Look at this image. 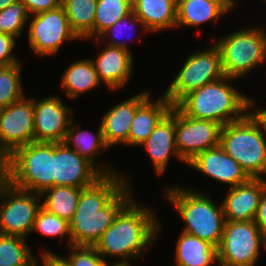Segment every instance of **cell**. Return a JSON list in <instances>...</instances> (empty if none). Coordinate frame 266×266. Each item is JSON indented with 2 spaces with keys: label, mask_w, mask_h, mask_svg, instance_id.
<instances>
[{
  "label": "cell",
  "mask_w": 266,
  "mask_h": 266,
  "mask_svg": "<svg viewBox=\"0 0 266 266\" xmlns=\"http://www.w3.org/2000/svg\"><path fill=\"white\" fill-rule=\"evenodd\" d=\"M187 165L231 187L243 184L249 179L239 163L220 145L201 152Z\"/></svg>",
  "instance_id": "17"
},
{
  "label": "cell",
  "mask_w": 266,
  "mask_h": 266,
  "mask_svg": "<svg viewBox=\"0 0 266 266\" xmlns=\"http://www.w3.org/2000/svg\"><path fill=\"white\" fill-rule=\"evenodd\" d=\"M149 96V91L138 93L116 104L103 115L100 125L104 141L109 148L118 143L128 145L130 125L136 110Z\"/></svg>",
  "instance_id": "18"
},
{
  "label": "cell",
  "mask_w": 266,
  "mask_h": 266,
  "mask_svg": "<svg viewBox=\"0 0 266 266\" xmlns=\"http://www.w3.org/2000/svg\"><path fill=\"white\" fill-rule=\"evenodd\" d=\"M33 107L34 142L63 143L73 111L58 96L37 101L33 98Z\"/></svg>",
  "instance_id": "14"
},
{
  "label": "cell",
  "mask_w": 266,
  "mask_h": 266,
  "mask_svg": "<svg viewBox=\"0 0 266 266\" xmlns=\"http://www.w3.org/2000/svg\"><path fill=\"white\" fill-rule=\"evenodd\" d=\"M103 174L64 142L54 143V186L86 188Z\"/></svg>",
  "instance_id": "15"
},
{
  "label": "cell",
  "mask_w": 266,
  "mask_h": 266,
  "mask_svg": "<svg viewBox=\"0 0 266 266\" xmlns=\"http://www.w3.org/2000/svg\"><path fill=\"white\" fill-rule=\"evenodd\" d=\"M252 111V112H251ZM266 117L250 110L242 119L222 126L220 146L249 178L266 174Z\"/></svg>",
  "instance_id": "4"
},
{
  "label": "cell",
  "mask_w": 266,
  "mask_h": 266,
  "mask_svg": "<svg viewBox=\"0 0 266 266\" xmlns=\"http://www.w3.org/2000/svg\"><path fill=\"white\" fill-rule=\"evenodd\" d=\"M16 0H0V11L10 6Z\"/></svg>",
  "instance_id": "41"
},
{
  "label": "cell",
  "mask_w": 266,
  "mask_h": 266,
  "mask_svg": "<svg viewBox=\"0 0 266 266\" xmlns=\"http://www.w3.org/2000/svg\"><path fill=\"white\" fill-rule=\"evenodd\" d=\"M97 0H62L71 29L80 39H94Z\"/></svg>",
  "instance_id": "28"
},
{
  "label": "cell",
  "mask_w": 266,
  "mask_h": 266,
  "mask_svg": "<svg viewBox=\"0 0 266 266\" xmlns=\"http://www.w3.org/2000/svg\"><path fill=\"white\" fill-rule=\"evenodd\" d=\"M82 188L54 186L44 190L40 196L45 199L41 207L47 212L70 222L74 216ZM46 196V197H45Z\"/></svg>",
  "instance_id": "27"
},
{
  "label": "cell",
  "mask_w": 266,
  "mask_h": 266,
  "mask_svg": "<svg viewBox=\"0 0 266 266\" xmlns=\"http://www.w3.org/2000/svg\"><path fill=\"white\" fill-rule=\"evenodd\" d=\"M75 122L73 119L70 122L69 128L66 133L64 143L71 149H74L79 155L86 158L91 162L103 175H111L117 173L109 167L102 165H97L95 163L96 155H100L101 151H107L109 147L106 145L102 133L101 125H99L97 134H93L90 131L79 130L76 128ZM71 144H73L71 147Z\"/></svg>",
  "instance_id": "24"
},
{
  "label": "cell",
  "mask_w": 266,
  "mask_h": 266,
  "mask_svg": "<svg viewBox=\"0 0 266 266\" xmlns=\"http://www.w3.org/2000/svg\"><path fill=\"white\" fill-rule=\"evenodd\" d=\"M70 255L59 257L66 266H110L94 248V246L70 245Z\"/></svg>",
  "instance_id": "34"
},
{
  "label": "cell",
  "mask_w": 266,
  "mask_h": 266,
  "mask_svg": "<svg viewBox=\"0 0 266 266\" xmlns=\"http://www.w3.org/2000/svg\"><path fill=\"white\" fill-rule=\"evenodd\" d=\"M225 76L239 79L266 61V31L245 28L218 39Z\"/></svg>",
  "instance_id": "7"
},
{
  "label": "cell",
  "mask_w": 266,
  "mask_h": 266,
  "mask_svg": "<svg viewBox=\"0 0 266 266\" xmlns=\"http://www.w3.org/2000/svg\"><path fill=\"white\" fill-rule=\"evenodd\" d=\"M260 111L264 114V116L266 117V109H260Z\"/></svg>",
  "instance_id": "43"
},
{
  "label": "cell",
  "mask_w": 266,
  "mask_h": 266,
  "mask_svg": "<svg viewBox=\"0 0 266 266\" xmlns=\"http://www.w3.org/2000/svg\"><path fill=\"white\" fill-rule=\"evenodd\" d=\"M99 81L109 90L122 89L133 71L130 50L105 45L96 59H92Z\"/></svg>",
  "instance_id": "19"
},
{
  "label": "cell",
  "mask_w": 266,
  "mask_h": 266,
  "mask_svg": "<svg viewBox=\"0 0 266 266\" xmlns=\"http://www.w3.org/2000/svg\"><path fill=\"white\" fill-rule=\"evenodd\" d=\"M39 232L48 237H58L61 239L68 236L69 246L71 245V234L69 222L59 218L58 216L47 212L42 207L38 210L33 228V232Z\"/></svg>",
  "instance_id": "33"
},
{
  "label": "cell",
  "mask_w": 266,
  "mask_h": 266,
  "mask_svg": "<svg viewBox=\"0 0 266 266\" xmlns=\"http://www.w3.org/2000/svg\"><path fill=\"white\" fill-rule=\"evenodd\" d=\"M171 107V103L164 95L156 101L148 97L136 110L130 125L128 145L140 146Z\"/></svg>",
  "instance_id": "22"
},
{
  "label": "cell",
  "mask_w": 266,
  "mask_h": 266,
  "mask_svg": "<svg viewBox=\"0 0 266 266\" xmlns=\"http://www.w3.org/2000/svg\"><path fill=\"white\" fill-rule=\"evenodd\" d=\"M221 129V124L188 117L175 106L176 147L186 165L201 152L220 145Z\"/></svg>",
  "instance_id": "13"
},
{
  "label": "cell",
  "mask_w": 266,
  "mask_h": 266,
  "mask_svg": "<svg viewBox=\"0 0 266 266\" xmlns=\"http://www.w3.org/2000/svg\"><path fill=\"white\" fill-rule=\"evenodd\" d=\"M127 25L129 26V29H127ZM137 26L142 27V29L146 32H148L145 29V26L143 24V22L141 21L140 18H138L133 11H131L129 14H127L126 16L122 17L120 20H118L114 25H112L111 27H109L108 29H106L100 36L99 38L95 39L97 40V42L101 39H103L104 37H110L111 40H109V42H107L108 46H113V47H121L124 49L129 50L130 48L127 46L126 41L128 42V40H115L114 38H118L120 37V35H122V32H132L131 30ZM124 29V30H123ZM123 30V31H122ZM128 32V33H129ZM114 36V38H113ZM125 37V36H124Z\"/></svg>",
  "instance_id": "35"
},
{
  "label": "cell",
  "mask_w": 266,
  "mask_h": 266,
  "mask_svg": "<svg viewBox=\"0 0 266 266\" xmlns=\"http://www.w3.org/2000/svg\"><path fill=\"white\" fill-rule=\"evenodd\" d=\"M266 179L249 178L245 183L230 187L221 202L225 221H254Z\"/></svg>",
  "instance_id": "16"
},
{
  "label": "cell",
  "mask_w": 266,
  "mask_h": 266,
  "mask_svg": "<svg viewBox=\"0 0 266 266\" xmlns=\"http://www.w3.org/2000/svg\"><path fill=\"white\" fill-rule=\"evenodd\" d=\"M51 254H55L52 251L48 250H43L41 252V259H42V266H48V256ZM37 259L35 258L31 263L27 264L26 266H39L38 262L36 261Z\"/></svg>",
  "instance_id": "39"
},
{
  "label": "cell",
  "mask_w": 266,
  "mask_h": 266,
  "mask_svg": "<svg viewBox=\"0 0 266 266\" xmlns=\"http://www.w3.org/2000/svg\"><path fill=\"white\" fill-rule=\"evenodd\" d=\"M0 66V109L19 101L25 95L21 85V66Z\"/></svg>",
  "instance_id": "31"
},
{
  "label": "cell",
  "mask_w": 266,
  "mask_h": 266,
  "mask_svg": "<svg viewBox=\"0 0 266 266\" xmlns=\"http://www.w3.org/2000/svg\"><path fill=\"white\" fill-rule=\"evenodd\" d=\"M131 11L132 0H97L94 19L95 39Z\"/></svg>",
  "instance_id": "29"
},
{
  "label": "cell",
  "mask_w": 266,
  "mask_h": 266,
  "mask_svg": "<svg viewBox=\"0 0 266 266\" xmlns=\"http://www.w3.org/2000/svg\"><path fill=\"white\" fill-rule=\"evenodd\" d=\"M144 146L151 157L157 176L164 174L172 156L181 161L175 140V106L161 119L150 136L140 145Z\"/></svg>",
  "instance_id": "20"
},
{
  "label": "cell",
  "mask_w": 266,
  "mask_h": 266,
  "mask_svg": "<svg viewBox=\"0 0 266 266\" xmlns=\"http://www.w3.org/2000/svg\"><path fill=\"white\" fill-rule=\"evenodd\" d=\"M164 197L178 210L185 222L182 232L208 241L216 248L221 242L225 217L220 203L196 190L166 188Z\"/></svg>",
  "instance_id": "6"
},
{
  "label": "cell",
  "mask_w": 266,
  "mask_h": 266,
  "mask_svg": "<svg viewBox=\"0 0 266 266\" xmlns=\"http://www.w3.org/2000/svg\"><path fill=\"white\" fill-rule=\"evenodd\" d=\"M235 6L231 0H177L176 27H193L214 21Z\"/></svg>",
  "instance_id": "21"
},
{
  "label": "cell",
  "mask_w": 266,
  "mask_h": 266,
  "mask_svg": "<svg viewBox=\"0 0 266 266\" xmlns=\"http://www.w3.org/2000/svg\"><path fill=\"white\" fill-rule=\"evenodd\" d=\"M99 84L101 82L93 61L87 58L72 62L66 68L59 85L65 90L66 97L74 100L78 95L96 88Z\"/></svg>",
  "instance_id": "26"
},
{
  "label": "cell",
  "mask_w": 266,
  "mask_h": 266,
  "mask_svg": "<svg viewBox=\"0 0 266 266\" xmlns=\"http://www.w3.org/2000/svg\"><path fill=\"white\" fill-rule=\"evenodd\" d=\"M48 266H66L57 256V254H51L48 256Z\"/></svg>",
  "instance_id": "40"
},
{
  "label": "cell",
  "mask_w": 266,
  "mask_h": 266,
  "mask_svg": "<svg viewBox=\"0 0 266 266\" xmlns=\"http://www.w3.org/2000/svg\"><path fill=\"white\" fill-rule=\"evenodd\" d=\"M13 186L41 194L54 187V143L32 142L17 148L0 164Z\"/></svg>",
  "instance_id": "5"
},
{
  "label": "cell",
  "mask_w": 266,
  "mask_h": 266,
  "mask_svg": "<svg viewBox=\"0 0 266 266\" xmlns=\"http://www.w3.org/2000/svg\"><path fill=\"white\" fill-rule=\"evenodd\" d=\"M127 178L121 173L103 175L93 185L81 189L78 206L69 222L71 245L95 246L132 199Z\"/></svg>",
  "instance_id": "1"
},
{
  "label": "cell",
  "mask_w": 266,
  "mask_h": 266,
  "mask_svg": "<svg viewBox=\"0 0 266 266\" xmlns=\"http://www.w3.org/2000/svg\"><path fill=\"white\" fill-rule=\"evenodd\" d=\"M176 244L177 266H210L218 261L217 248L196 236L181 232Z\"/></svg>",
  "instance_id": "25"
},
{
  "label": "cell",
  "mask_w": 266,
  "mask_h": 266,
  "mask_svg": "<svg viewBox=\"0 0 266 266\" xmlns=\"http://www.w3.org/2000/svg\"><path fill=\"white\" fill-rule=\"evenodd\" d=\"M177 0H132V11L148 32L176 27Z\"/></svg>",
  "instance_id": "23"
},
{
  "label": "cell",
  "mask_w": 266,
  "mask_h": 266,
  "mask_svg": "<svg viewBox=\"0 0 266 266\" xmlns=\"http://www.w3.org/2000/svg\"><path fill=\"white\" fill-rule=\"evenodd\" d=\"M0 199V234L27 238L41 208L40 194L19 189L0 174Z\"/></svg>",
  "instance_id": "10"
},
{
  "label": "cell",
  "mask_w": 266,
  "mask_h": 266,
  "mask_svg": "<svg viewBox=\"0 0 266 266\" xmlns=\"http://www.w3.org/2000/svg\"><path fill=\"white\" fill-rule=\"evenodd\" d=\"M28 11V14L36 15L48 10L55 9L62 5V0H21Z\"/></svg>",
  "instance_id": "37"
},
{
  "label": "cell",
  "mask_w": 266,
  "mask_h": 266,
  "mask_svg": "<svg viewBox=\"0 0 266 266\" xmlns=\"http://www.w3.org/2000/svg\"><path fill=\"white\" fill-rule=\"evenodd\" d=\"M133 199L120 210L94 246L102 257H121L116 264H129V259L142 256L160 232L152 208L137 205Z\"/></svg>",
  "instance_id": "2"
},
{
  "label": "cell",
  "mask_w": 266,
  "mask_h": 266,
  "mask_svg": "<svg viewBox=\"0 0 266 266\" xmlns=\"http://www.w3.org/2000/svg\"><path fill=\"white\" fill-rule=\"evenodd\" d=\"M260 247L266 248V236L254 221H225L216 263L219 266H255Z\"/></svg>",
  "instance_id": "8"
},
{
  "label": "cell",
  "mask_w": 266,
  "mask_h": 266,
  "mask_svg": "<svg viewBox=\"0 0 266 266\" xmlns=\"http://www.w3.org/2000/svg\"><path fill=\"white\" fill-rule=\"evenodd\" d=\"M29 24V47L38 57L57 53L65 41L80 39L71 29L62 6L33 15Z\"/></svg>",
  "instance_id": "11"
},
{
  "label": "cell",
  "mask_w": 266,
  "mask_h": 266,
  "mask_svg": "<svg viewBox=\"0 0 266 266\" xmlns=\"http://www.w3.org/2000/svg\"><path fill=\"white\" fill-rule=\"evenodd\" d=\"M34 259L25 237L0 234V266H26Z\"/></svg>",
  "instance_id": "30"
},
{
  "label": "cell",
  "mask_w": 266,
  "mask_h": 266,
  "mask_svg": "<svg viewBox=\"0 0 266 266\" xmlns=\"http://www.w3.org/2000/svg\"><path fill=\"white\" fill-rule=\"evenodd\" d=\"M224 76L219 47L213 44L206 50L188 56L163 95L175 106L190 92Z\"/></svg>",
  "instance_id": "9"
},
{
  "label": "cell",
  "mask_w": 266,
  "mask_h": 266,
  "mask_svg": "<svg viewBox=\"0 0 266 266\" xmlns=\"http://www.w3.org/2000/svg\"><path fill=\"white\" fill-rule=\"evenodd\" d=\"M34 142L33 98L0 109V164L17 148Z\"/></svg>",
  "instance_id": "12"
},
{
  "label": "cell",
  "mask_w": 266,
  "mask_h": 266,
  "mask_svg": "<svg viewBox=\"0 0 266 266\" xmlns=\"http://www.w3.org/2000/svg\"><path fill=\"white\" fill-rule=\"evenodd\" d=\"M30 15L25 4L21 0H16L10 6L0 11V32L19 37L25 22L28 21Z\"/></svg>",
  "instance_id": "32"
},
{
  "label": "cell",
  "mask_w": 266,
  "mask_h": 266,
  "mask_svg": "<svg viewBox=\"0 0 266 266\" xmlns=\"http://www.w3.org/2000/svg\"><path fill=\"white\" fill-rule=\"evenodd\" d=\"M110 266H131L130 263L129 264H116V263H112Z\"/></svg>",
  "instance_id": "42"
},
{
  "label": "cell",
  "mask_w": 266,
  "mask_h": 266,
  "mask_svg": "<svg viewBox=\"0 0 266 266\" xmlns=\"http://www.w3.org/2000/svg\"><path fill=\"white\" fill-rule=\"evenodd\" d=\"M16 39L14 36L0 32V66H12L21 63L13 54Z\"/></svg>",
  "instance_id": "36"
},
{
  "label": "cell",
  "mask_w": 266,
  "mask_h": 266,
  "mask_svg": "<svg viewBox=\"0 0 266 266\" xmlns=\"http://www.w3.org/2000/svg\"><path fill=\"white\" fill-rule=\"evenodd\" d=\"M254 223L258 226L260 231L266 236V188L262 193L257 213L254 219Z\"/></svg>",
  "instance_id": "38"
},
{
  "label": "cell",
  "mask_w": 266,
  "mask_h": 266,
  "mask_svg": "<svg viewBox=\"0 0 266 266\" xmlns=\"http://www.w3.org/2000/svg\"><path fill=\"white\" fill-rule=\"evenodd\" d=\"M230 80L235 79L224 76L208 83L187 94L175 106L188 117L212 120L222 126L242 119L254 109L255 101L228 84Z\"/></svg>",
  "instance_id": "3"
}]
</instances>
